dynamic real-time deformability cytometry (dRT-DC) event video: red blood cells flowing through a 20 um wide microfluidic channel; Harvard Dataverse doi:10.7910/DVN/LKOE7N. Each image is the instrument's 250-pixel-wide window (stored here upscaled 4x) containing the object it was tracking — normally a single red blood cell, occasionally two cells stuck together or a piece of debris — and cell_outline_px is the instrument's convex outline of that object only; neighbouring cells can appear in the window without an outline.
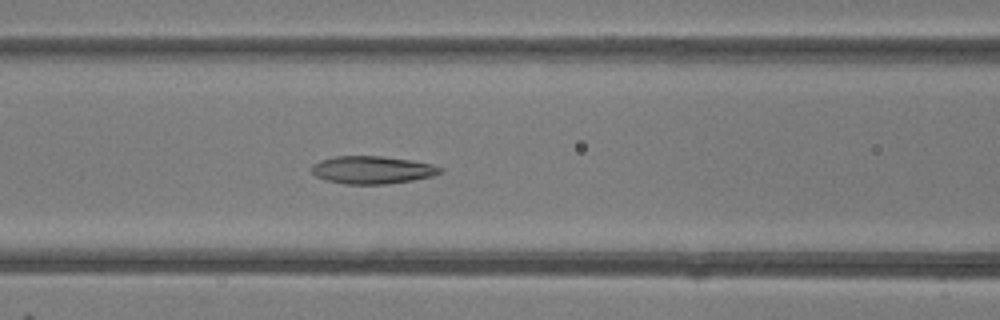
{"species": "common noctule bat (a hibernating species)", "species_latin": "Nyctalus noctula", "temperature_condition": "room temperature", "stored_images_in_passage": 50, "camera_frame_rate_fps": 3000, "um_per_image_px": 0.085, "animal": {"sex": "female"}, "frame": {"image": 1, "passage_image": 21, "time_ms": 6.667, "image_size_px": [1000, 320], "cell_outline_px": [[444, 172], [432, 176], [412, 180], [388, 184], [344, 184], [324, 180], [316, 176], [312, 172], [312, 164], [320, 160], [336, 156], [380, 156], [412, 160], [432, 164], [444, 168]], "centroid_in_image_um": [31.66, 14.44], "position_along_channel_um": 134.9, "area_um2": 20.92}}
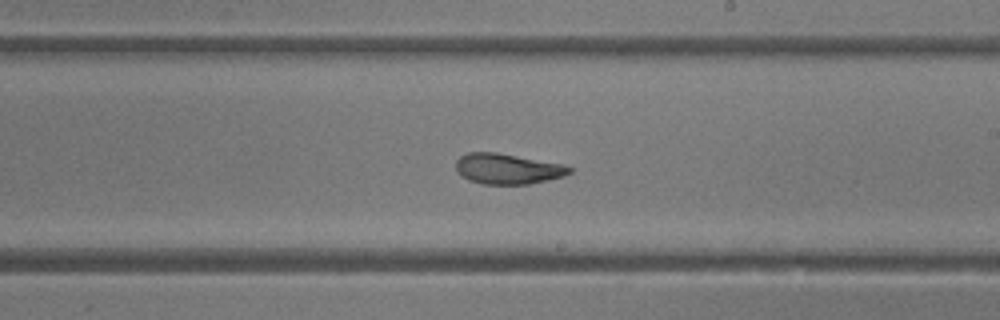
{"frame": {"image": 2, "passage_image": 29, "time_ms": 9.333, "image_size_px": [1000, 320], "cell_outline_px": [[572, 172], [564, 176], [548, 180], [528, 184], [484, 184], [468, 180], [460, 176], [456, 168], [456, 160], [460, 156], [468, 152], [496, 152], [564, 164], [572, 168]], "centroid_in_image_um": [43.14, 14.35], "position_along_channel_um": 245.9, "area_um2": 20.29}}
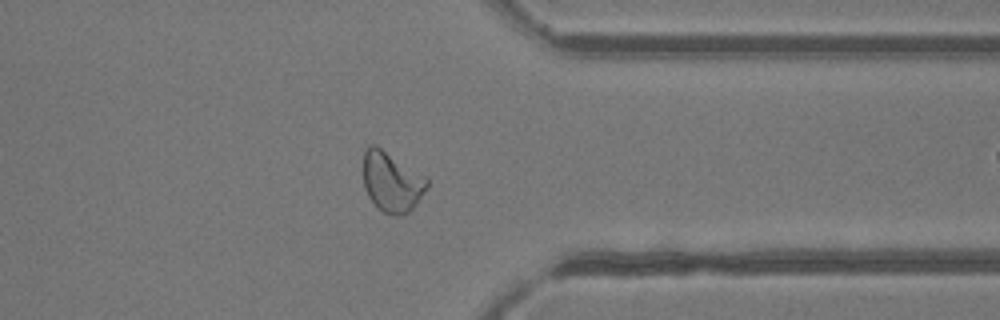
{"frame": {"image": 3, "passage_image": 39, "time_ms": 12.667, "image_size_px": [1000, 320], "cell_outline_px": [[428, 184], [416, 204], [404, 216], [392, 216], [384, 212], [368, 196], [364, 188], [364, 148], [368, 144], [376, 144], [424, 176], [428, 180]], "centroid_in_image_um": [33.27, 15.44], "position_along_channel_um": 378.1, "area_um2": 22.08}, "authors_computed_cell_mechanics": {"area_um2": 23.0044, "velocity_mm_per_s": 4.1703, "shape_relaxation_time_tau1_ms": null, "shape_relaxation_time_tau2_ms": 2.1238, "deformation_change_tau1": null, "deformation_change_tau2": 0.0904}}